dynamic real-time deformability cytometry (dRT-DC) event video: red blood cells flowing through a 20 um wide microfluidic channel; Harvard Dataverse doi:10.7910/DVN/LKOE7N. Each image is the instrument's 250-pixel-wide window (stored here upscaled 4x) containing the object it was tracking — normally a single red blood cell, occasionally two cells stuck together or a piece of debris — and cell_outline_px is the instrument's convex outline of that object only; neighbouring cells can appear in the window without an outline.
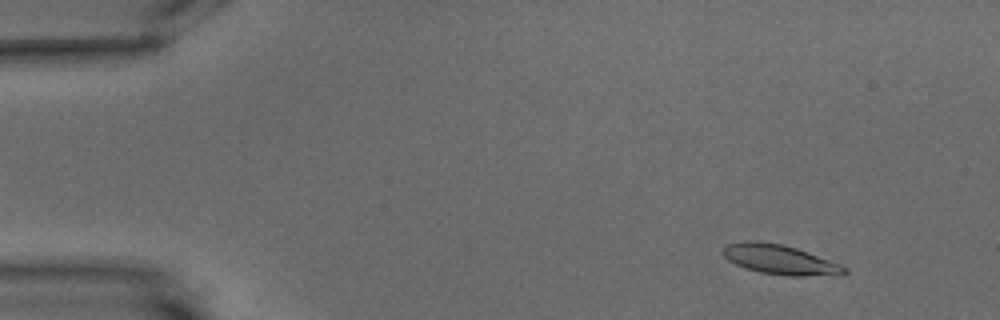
{"species": "common noctule bat (a hibernating species)", "species_latin": "Nyctalus noctula", "temperature_condition": "warm", "stored_images_in_passage": 38, "camera_frame_rate_fps": 3000, "um_per_image_px": 0.085, "animal": {"sex": "male", "body_mass_g": 15.6}, "frame": {"image": 1, "passage_image": 7, "time_ms": 2.0, "image_size_px": [1000, 320], "cell_outline_px": [[848, 272], [844, 276], [788, 276], [760, 272], [744, 268], [728, 260], [720, 252], [728, 244], [744, 240], [760, 240], [780, 244], [796, 248], [840, 264], [848, 268]], "centroid_in_image_um": [66.32, 22.08], "position_along_channel_um": 18.7, "area_um2": 21.33}}
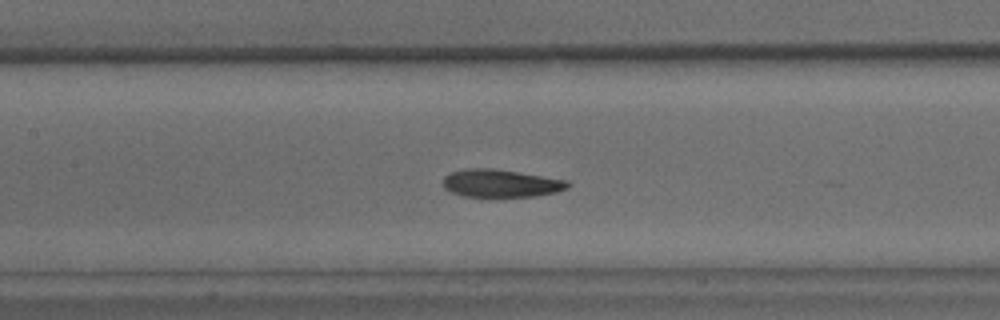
{"frame": {"image": 2, "passage_image": 29, "time_ms": 9.333, "image_size_px": [1000, 320], "cell_outline_px": [[572, 184], [568, 188], [556, 192], [536, 196], [464, 196], [452, 192], [444, 188], [444, 176], [452, 172], [468, 168], [492, 168], [568, 180]], "centroid_in_image_um": [42.61, 15.57], "position_along_channel_um": 164.8, "area_um2": 20.0}}
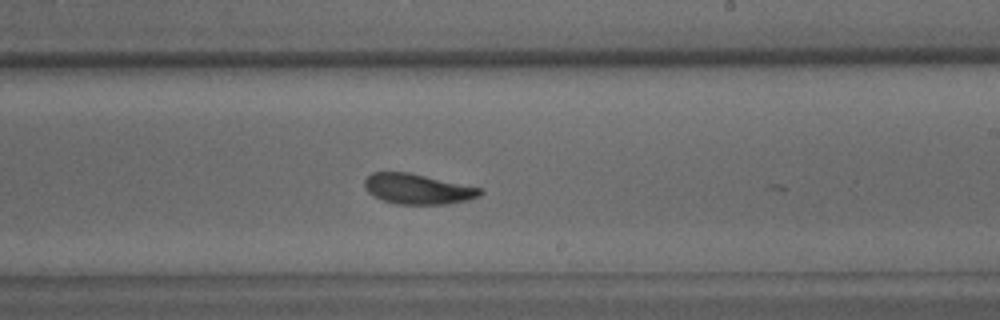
{"frame": {"image": 3, "passage_image": 37, "time_ms": 12.0, "image_size_px": [1000, 320], "cell_outline_px": [[484, 192], [480, 196], [468, 200], [448, 204], [396, 204], [384, 200], [368, 192], [364, 184], [364, 180], [372, 172], [408, 172], [480, 188]], "centroid_in_image_um": [35.51, 16.06], "position_along_channel_um": 253.5, "area_um2": 20.17}}